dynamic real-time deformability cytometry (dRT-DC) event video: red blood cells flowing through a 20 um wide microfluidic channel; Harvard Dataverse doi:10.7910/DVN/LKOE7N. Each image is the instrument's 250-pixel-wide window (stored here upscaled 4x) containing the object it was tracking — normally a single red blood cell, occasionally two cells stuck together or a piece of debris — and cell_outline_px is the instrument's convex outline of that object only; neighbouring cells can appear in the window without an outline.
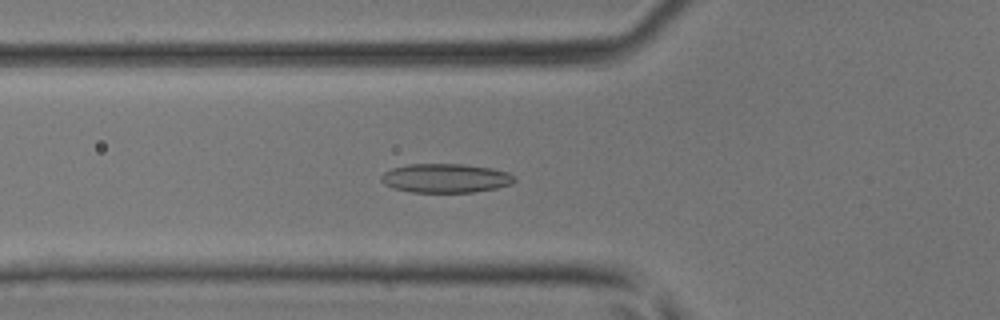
{"species": "common noctule bat (a hibernating species)", "species_latin": "Nyctalus noctula", "temperature_condition": "room temperature", "stored_images_in_passage": 47, "camera_frame_rate_fps": 3000, "um_per_image_px": 0.085, "animal": {"sex": "male", "body_mass_g": 17.9, "forearm_length_mm": 54.2}, "frame": {"image": 1, "passage_image": 17, "time_ms": 5.333, "image_size_px": [1000, 320], "cell_outline_px": [[516, 180], [512, 184], [496, 188], [472, 192], [412, 192], [396, 188], [384, 184], [380, 180], [380, 176], [384, 172], [392, 168], [408, 164], [464, 164], [492, 168], [508, 172], [516, 176]], "centroid_in_image_um": [37.9, 15.14], "position_along_channel_um": 87.9, "area_um2": 22.6}}
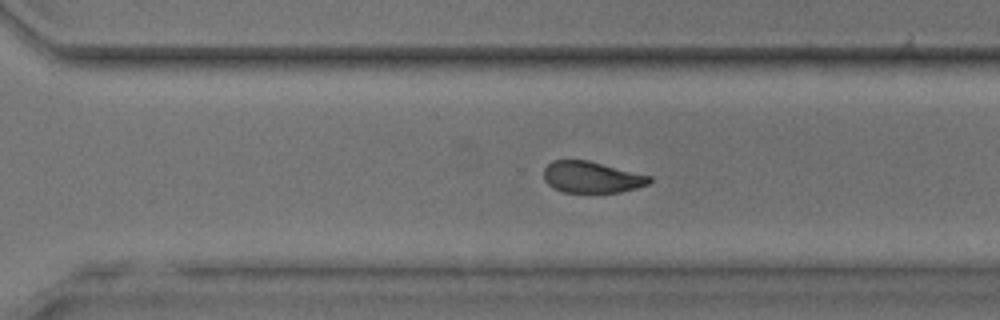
{"frame": {"image": 2, "passage_image": 33, "time_ms": 10.667, "image_size_px": [1000, 320], "cell_outline_px": [[652, 180], [648, 184], [636, 188], [620, 192], [564, 192], [548, 184], [544, 180], [544, 168], [552, 160], [588, 160], [652, 176]], "centroid_in_image_um": [50.3, 15.05], "position_along_channel_um": 320.3, "area_um2": 19.25}}
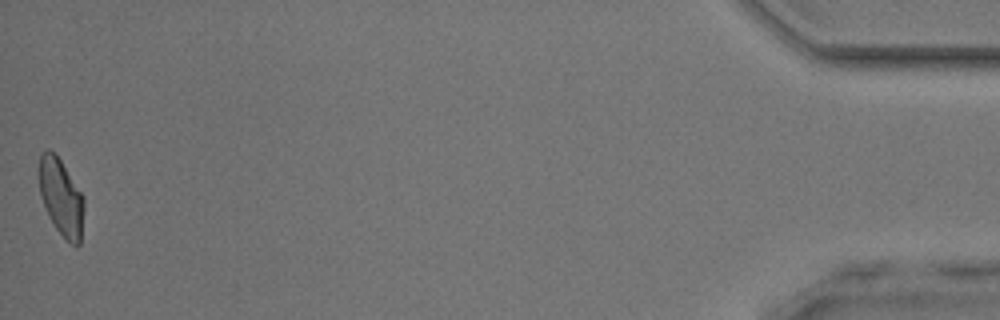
{"frame": {"image": 3, "passage_image": 47, "time_ms": 15.333, "image_size_px": [1000, 320], "cell_outline_px": [[84, 208], [80, 244], [76, 248], [64, 240], [48, 216], [40, 192], [36, 176], [40, 156], [48, 148], [56, 152], [80, 192], [84, 200]], "centroid_in_image_um": [5.17, 16.77], "position_along_channel_um": 430.0, "area_um2": 20.52}}